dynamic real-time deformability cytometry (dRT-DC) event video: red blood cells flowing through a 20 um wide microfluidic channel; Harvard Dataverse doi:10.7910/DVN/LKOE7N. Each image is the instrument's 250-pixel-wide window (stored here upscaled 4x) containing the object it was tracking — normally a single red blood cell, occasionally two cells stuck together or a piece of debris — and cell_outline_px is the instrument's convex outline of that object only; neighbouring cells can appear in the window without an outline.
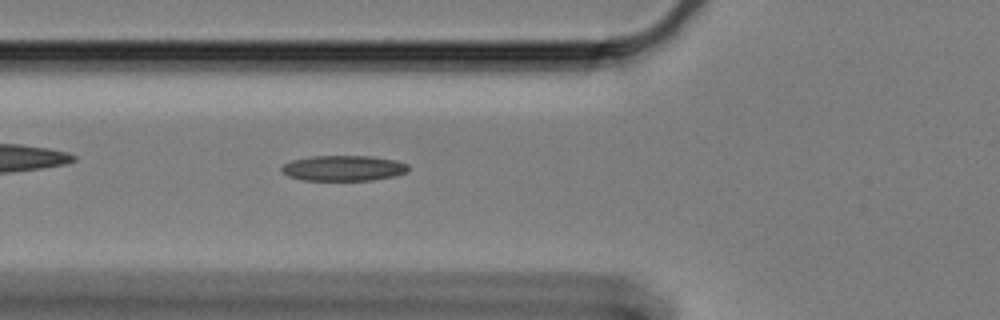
{"species": "Egyptian fruit bat (a non-hibernating species)", "species_latin": "Rousettus aegyptiacus", "temperature_condition": "cold", "stored_images_in_passage": 59, "camera_frame_rate_fps": 3000, "um_per_image_px": 0.085, "animal": {"sex": "female"}, "frame": {"image": 1, "passage_image": 21, "time_ms": 6.667, "image_size_px": [1000, 320], "cell_outline_px": [[408, 172], [396, 176], [372, 180], [300, 180], [288, 176], [280, 168], [284, 164], [292, 160], [312, 156], [368, 156], [396, 160], [408, 164]], "centroid_in_image_um": [29.21, 14.3], "position_along_channel_um": 96.6, "area_um2": 18.84}}
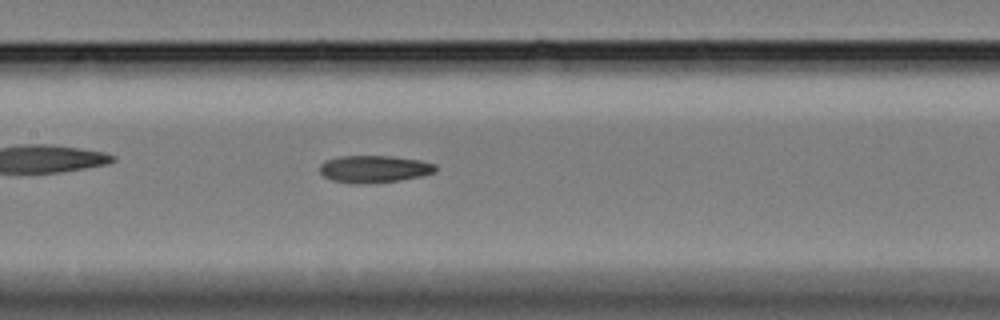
{"frame": {"image": 2, "passage_image": 28, "time_ms": 9.0, "image_size_px": [1000, 320], "cell_outline_px": [[436, 172], [420, 176], [400, 180], [360, 184], [352, 184], [332, 180], [324, 176], [320, 172], [320, 164], [324, 160], [340, 156], [392, 156], [420, 160], [436, 164]], "centroid_in_image_um": [31.79, 14.36], "position_along_channel_um": 175.6, "area_um2": 18.44}}
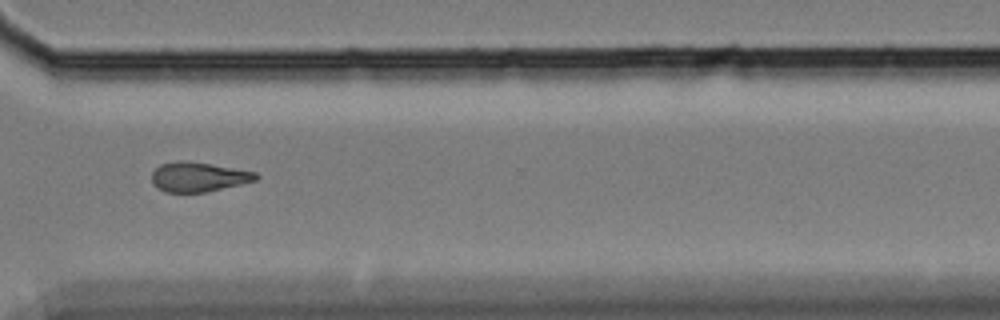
{"frame": {"image": 3, "passage_image": 44, "time_ms": 14.333, "image_size_px": [1000, 320], "cell_outline_px": [[260, 176], [256, 180], [240, 184], [204, 192], [164, 192], [156, 188], [152, 184], [152, 172], [160, 164], [208, 164], [256, 172]], "centroid_in_image_um": [16.87, 15.09], "position_along_channel_um": 353.7, "area_um2": 17.05}}